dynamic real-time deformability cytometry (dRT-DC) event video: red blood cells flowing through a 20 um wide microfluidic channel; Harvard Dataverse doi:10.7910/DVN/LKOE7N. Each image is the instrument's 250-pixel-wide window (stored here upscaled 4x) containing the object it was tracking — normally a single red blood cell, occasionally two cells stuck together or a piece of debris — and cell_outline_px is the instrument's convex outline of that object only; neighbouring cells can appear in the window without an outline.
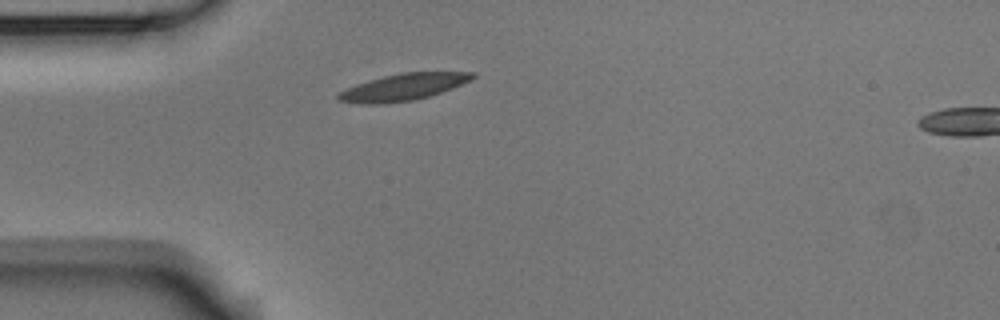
{"species": "Egyptian fruit bat (a non-hibernating species)", "species_latin": "Rousettus aegyptiacus", "temperature_condition": "room temperature", "stored_images_in_passage": 40, "camera_frame_rate_fps": 3000, "um_per_image_px": 0.085, "animal": {"sex": "male"}, "frame": {"image": 1, "passage_image": 1, "time_ms": 0.0, "image_size_px": [1000, 320], "cell_outline_px": [[476, 76], [472, 80], [452, 88], [428, 96], [412, 100], [384, 104], [360, 104], [340, 100], [336, 96], [336, 92], [356, 84], [368, 80], [384, 76], [404, 72], [476, 72]], "centroid_in_image_um": [34.25, 7.4], "position_along_channel_um": 50.7, "area_um2": 20.92}}
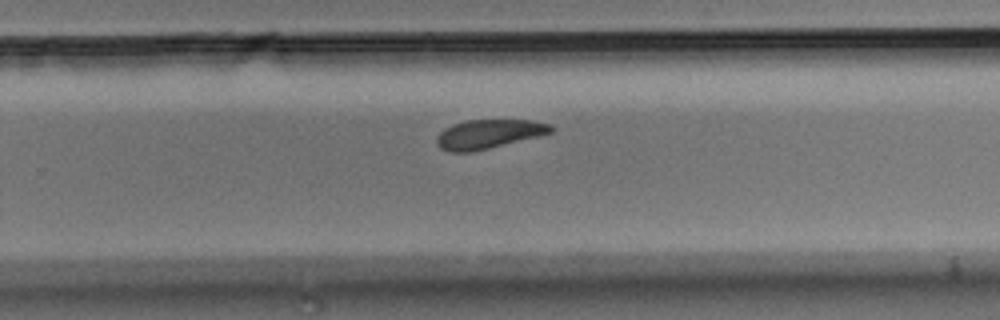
{"frame": {"image": 2, "passage_image": 21, "time_ms": 6.667, "image_size_px": [1000, 320], "cell_outline_px": [[556, 128], [552, 132], [540, 136], [472, 152], [452, 152], [440, 148], [436, 144], [436, 136], [444, 128], [452, 124], [464, 120], [532, 120], [548, 124]], "centroid_in_image_um": [41.52, 11.39], "position_along_channel_um": 288.3, "area_um2": 19.48}}
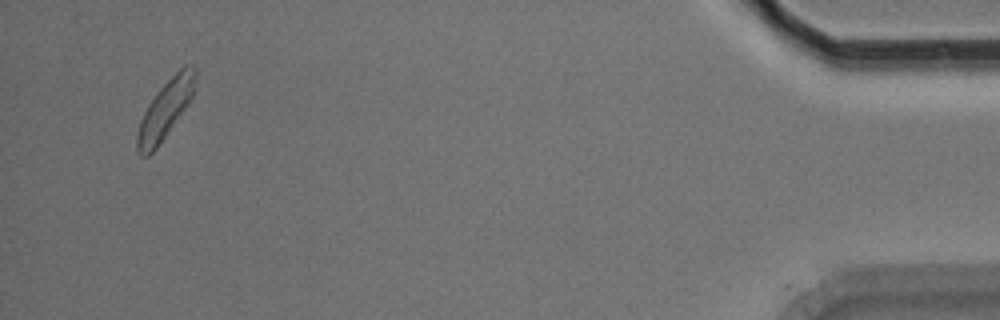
{"frame": {"image": 3, "passage_image": 38, "time_ms": 12.333, "image_size_px": [1000, 320], "cell_outline_px": [[196, 80], [192, 96], [188, 104], [156, 148], [148, 156], [140, 156], [136, 152], [136, 136], [140, 120], [148, 104], [156, 92], [184, 64], [192, 64], [196, 68]], "centroid_in_image_um": [14.04, 9.3], "position_along_channel_um": 421.2, "area_um2": 19.59}, "authors_computed_cell_mechanics": {"area_um2": 19.941, "velocity_mm_per_s": 3.7272, "shape_relaxation_time_tau1_ms": 2.8583, "shape_relaxation_time_tau2_ms": 8.8097, "deformation_change_tau1": 0.1069, "deformation_change_tau2": 0.1544}}